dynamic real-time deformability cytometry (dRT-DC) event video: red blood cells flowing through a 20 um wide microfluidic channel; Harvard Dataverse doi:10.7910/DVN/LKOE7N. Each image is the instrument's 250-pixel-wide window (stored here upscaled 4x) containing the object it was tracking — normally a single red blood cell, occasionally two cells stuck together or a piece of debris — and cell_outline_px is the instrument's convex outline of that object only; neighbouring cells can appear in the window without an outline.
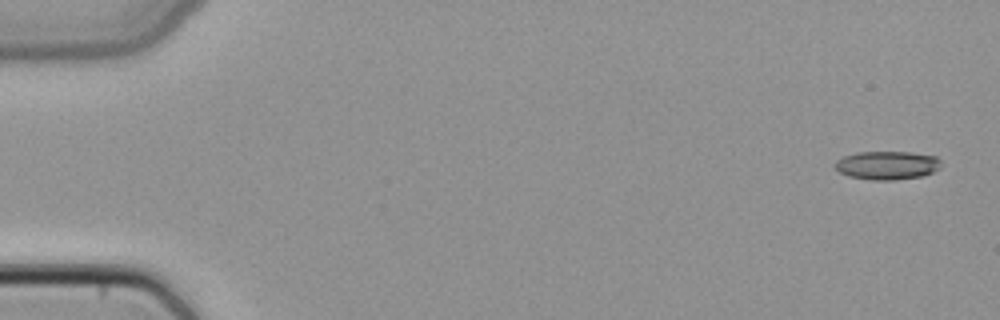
{"species": "common noctule bat (a hibernating species)", "species_latin": "Nyctalus noctula", "temperature_condition": "cold", "stored_images_in_passage": 5, "camera_frame_rate_fps": 3000, "um_per_image_px": 0.085, "animal": {"sex": "female", "body_mass_g": 22.7, "forearm_length_mm": 54.2}, "frame": {"image": 1, "passage_image": 1, "time_ms": 0.0, "image_size_px": [1000, 320], "cell_outline_px": [[940, 168], [932, 172], [920, 176], [896, 180], [872, 180], [848, 176], [840, 172], [832, 164], [836, 160], [844, 156], [856, 152], [912, 152], [936, 156], [940, 160]], "centroid_in_image_um": [75.38, 14.04], "position_along_channel_um": 9.6, "area_um2": 17.69}}
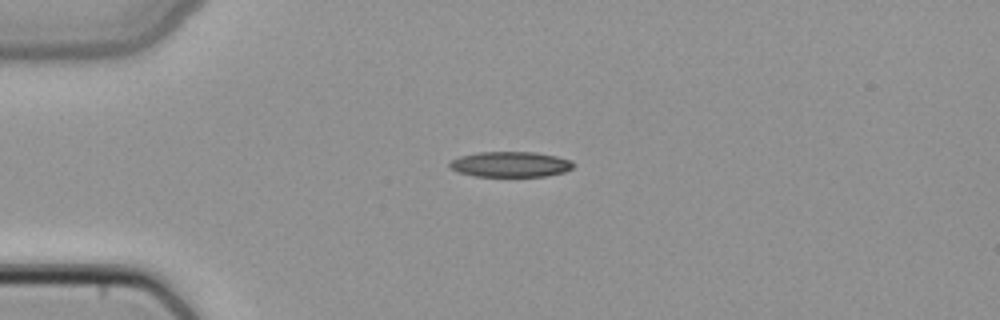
{"frame": {"image": 2, "passage_image": 4, "time_ms": 1.0, "image_size_px": [1000, 320], "cell_outline_px": [[572, 168], [564, 172], [548, 176], [476, 176], [456, 172], [448, 168], [448, 164], [452, 160], [460, 156], [476, 152], [536, 152], [556, 156], [572, 160]], "centroid_in_image_um": [43.35, 13.96], "position_along_channel_um": 41.7, "area_um2": 18.44}}